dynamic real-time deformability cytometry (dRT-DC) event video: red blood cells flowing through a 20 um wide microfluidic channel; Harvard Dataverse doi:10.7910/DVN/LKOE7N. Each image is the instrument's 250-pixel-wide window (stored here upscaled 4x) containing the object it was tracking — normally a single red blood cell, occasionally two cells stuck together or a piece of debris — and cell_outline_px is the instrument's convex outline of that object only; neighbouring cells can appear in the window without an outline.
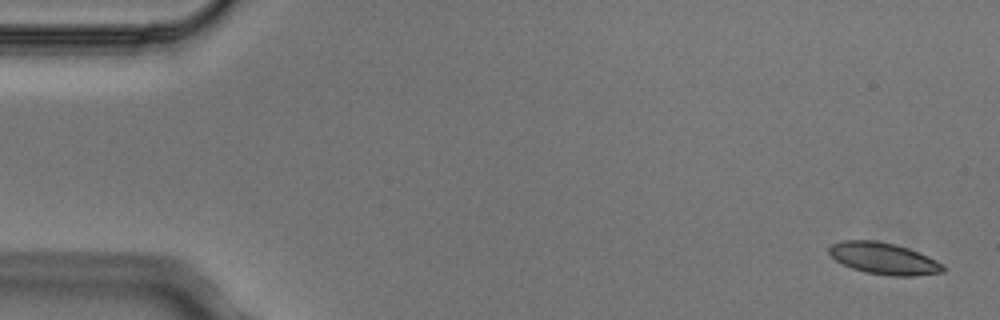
{"species": "Egyptian fruit bat (a non-hibernating species)", "species_latin": "Rousettus aegyptiacus", "temperature_condition": "cold", "stored_images_in_passage": 5, "camera_frame_rate_fps": 3000, "um_per_image_px": 0.085, "animal": {"sex": "male"}, "frame": {"image": 1, "passage_image": 1, "time_ms": 0.0, "image_size_px": [1000, 320], "cell_outline_px": [[944, 272], [916, 276], [888, 276], [864, 272], [852, 268], [836, 260], [828, 252], [828, 248], [832, 244], [840, 240], [876, 240], [896, 244], [920, 252], [944, 264]], "centroid_in_image_um": [75.13, 21.97], "position_along_channel_um": 9.9, "area_um2": 21.27}}
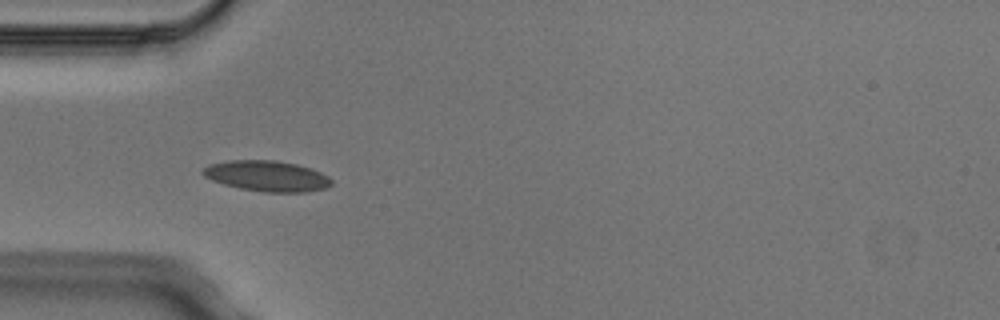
{"frame": {"image": 2, "passage_image": 4, "time_ms": 1.0, "image_size_px": [1000, 320], "cell_outline_px": [[332, 184], [328, 188], [308, 192], [264, 192], [240, 188], [224, 184], [212, 180], [204, 176], [200, 172], [208, 164], [228, 160], [276, 160], [296, 164], [312, 168], [328, 176], [332, 180]], "centroid_in_image_um": [22.71, 14.96], "position_along_channel_um": 62.3, "area_um2": 23.18}}
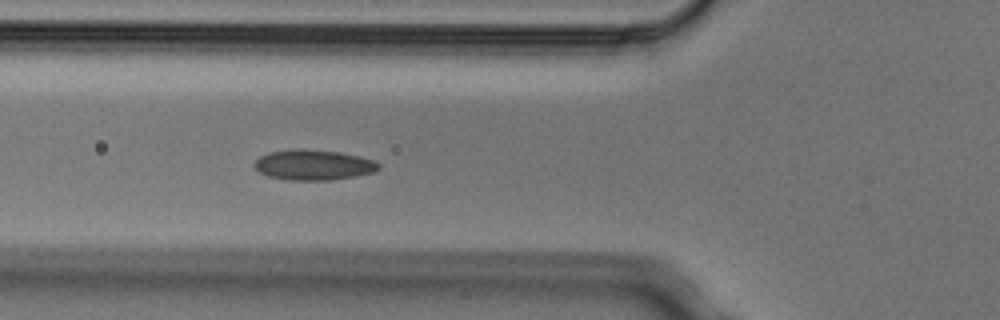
{"frame": {"image": 3, "passage_image": 5, "time_ms": 1.333, "image_size_px": [1000, 320], "cell_outline_px": [[380, 168], [372, 172], [356, 176], [328, 180], [288, 180], [268, 176], [260, 172], [252, 164], [260, 156], [268, 152], [292, 148], [304, 148], [340, 152], [360, 156], [372, 160], [380, 164]], "centroid_in_image_um": [26.61, 14.0], "position_along_channel_um": 99.2, "area_um2": 22.14}}